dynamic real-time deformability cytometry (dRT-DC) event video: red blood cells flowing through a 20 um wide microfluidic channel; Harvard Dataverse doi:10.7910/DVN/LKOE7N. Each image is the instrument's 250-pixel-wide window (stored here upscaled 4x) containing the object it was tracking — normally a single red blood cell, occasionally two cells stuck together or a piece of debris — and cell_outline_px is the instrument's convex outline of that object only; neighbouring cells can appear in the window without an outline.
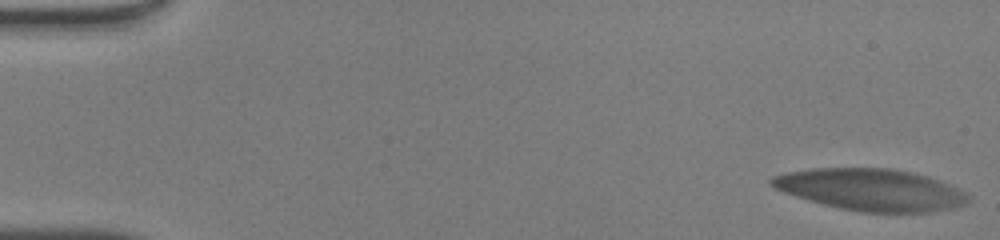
{"species": "human", "species_latin": "Homo sapiens", "temperature_condition": "warm", "stored_images_in_passage": 55, "camera_frame_rate_fps": 3000, "um_per_image_px": 0.085, "donor": {"sex": "male"}, "frame": {"image": 1, "passage_image": 1, "time_ms": 0.0, "image_size_px": [1000, 240], "cell_outline_px": [[972, 196], [964, 204], [952, 208], [932, 212], [860, 212], [840, 208], [808, 200], [784, 192], [768, 184], [768, 180], [772, 176], [788, 172], [812, 168], [888, 168], [912, 172], [928, 176], [940, 180]], "centroid_in_image_um": [74.02, 16.12], "position_along_channel_um": 11.0, "area_um2": 47.8}}
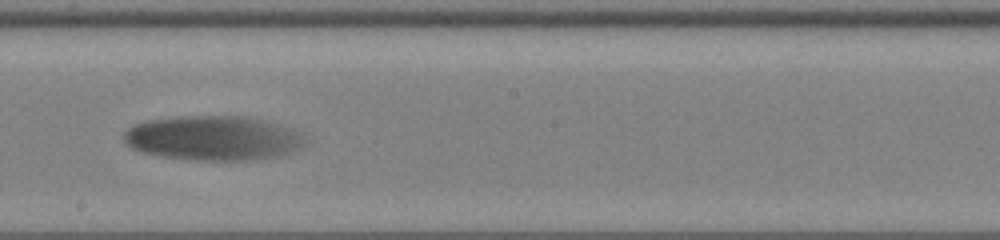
{"frame": {"image": 2, "passage_image": 32, "time_ms": 10.333, "image_size_px": [1000, 240], "cell_outline_px": [[304, 144], [292, 152], [280, 156], [252, 160], [196, 160], [160, 156], [144, 152], [132, 148], [124, 144], [124, 132], [132, 124], [148, 120], [180, 116], [240, 116], [260, 120], [292, 128], [304, 136]], "centroid_in_image_um": [18.08, 11.74], "position_along_channel_um": 230.1, "area_um2": 46.99}}
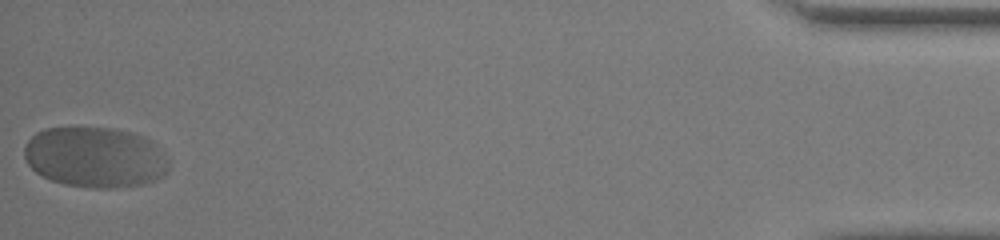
{"frame": {"image": 3, "passage_image": 55, "time_ms": 18.0, "image_size_px": [1000, 240], "cell_outline_px": [[168, 172], [164, 176], [156, 180], [144, 184], [112, 188], [92, 188], [64, 184], [52, 180], [36, 172], [28, 164], [24, 156], [24, 144], [36, 132], [44, 128], [116, 128], [144, 136], [152, 140], [156, 144], [168, 160]], "centroid_in_image_um": [8.1, 13.37], "position_along_channel_um": 427.1, "area_um2": 51.33}, "authors_computed_cell_mechanics": {"area_um2": 47.1648, "velocity_mm_per_s": 3.7386, "shape_relaxation_time_tau1_ms": 6.9383, "shape_relaxation_time_tau2_ms": null, "deformation_change_tau1": 0.252, "deformation_change_tau2": null}}